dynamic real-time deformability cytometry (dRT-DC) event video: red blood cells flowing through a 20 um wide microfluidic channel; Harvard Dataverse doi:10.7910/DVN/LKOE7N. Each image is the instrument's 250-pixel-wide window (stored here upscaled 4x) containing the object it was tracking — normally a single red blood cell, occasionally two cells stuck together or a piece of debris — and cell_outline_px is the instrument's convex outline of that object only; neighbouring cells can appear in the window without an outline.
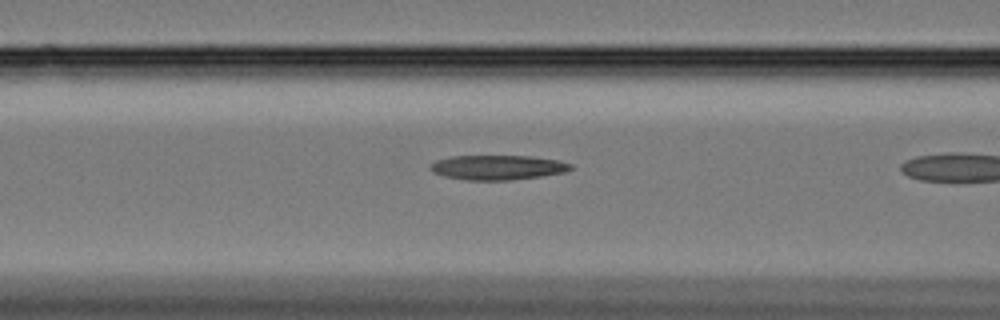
{"species": "Egyptian fruit bat (a non-hibernating species)", "species_latin": "Rousettus aegyptiacus", "temperature_condition": "cold", "stored_images_in_passage": 18, "camera_frame_rate_fps": 3000, "um_per_image_px": 0.085, "animal": {"sex": "female"}, "frame": {"image": 1, "passage_image": 6, "time_ms": 1.667, "image_size_px": [1000, 320], "cell_outline_px": [[572, 168], [564, 172], [540, 176], [508, 180], [468, 180], [444, 176], [432, 172], [428, 168], [436, 160], [452, 156], [532, 156], [556, 160], [572, 164]], "centroid_in_image_um": [42.26, 14.23], "position_along_channel_um": 124.3, "area_um2": 20.0}}
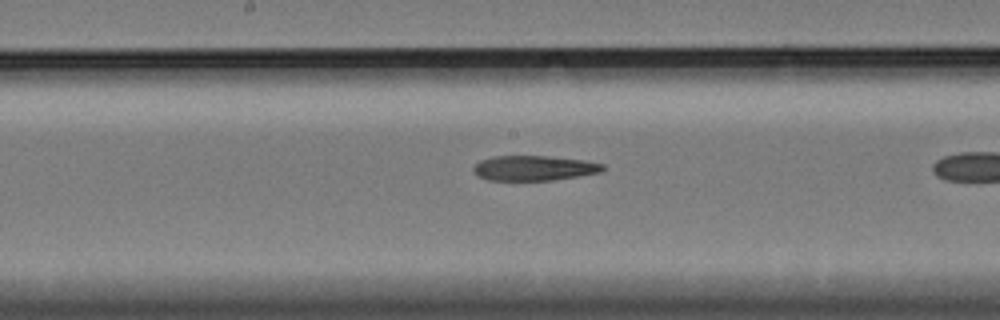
{"frame": {"image": 2, "passage_image": 13, "time_ms": 4.0, "image_size_px": [1000, 320], "cell_outline_px": [[604, 168], [600, 172], [552, 180], [488, 180], [480, 176], [472, 168], [480, 160], [492, 156], [548, 156], [584, 160], [604, 164]], "centroid_in_image_um": [45.38, 14.28], "position_along_channel_um": 202.8, "area_um2": 18.61}}
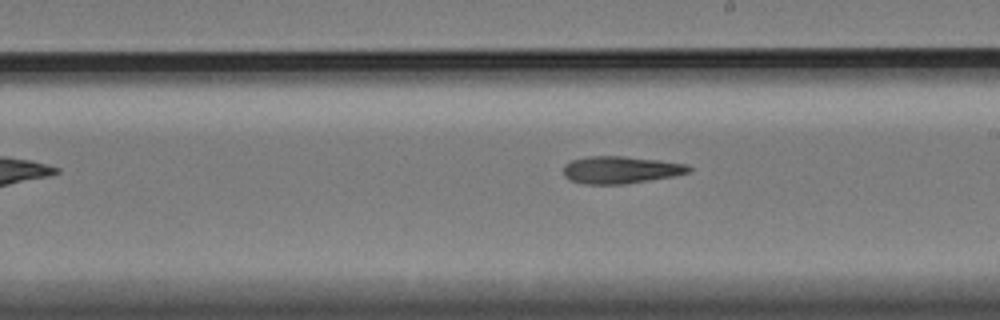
{"frame": {"image": 3, "passage_image": 16, "time_ms": 5.0, "image_size_px": [1000, 320], "cell_outline_px": [[692, 168], [688, 172], [672, 176], [624, 184], [584, 184], [568, 180], [564, 176], [564, 164], [572, 160], [588, 156], [624, 156], [688, 164]], "centroid_in_image_um": [52.7, 14.44], "position_along_channel_um": 236.3, "area_um2": 19.83}}